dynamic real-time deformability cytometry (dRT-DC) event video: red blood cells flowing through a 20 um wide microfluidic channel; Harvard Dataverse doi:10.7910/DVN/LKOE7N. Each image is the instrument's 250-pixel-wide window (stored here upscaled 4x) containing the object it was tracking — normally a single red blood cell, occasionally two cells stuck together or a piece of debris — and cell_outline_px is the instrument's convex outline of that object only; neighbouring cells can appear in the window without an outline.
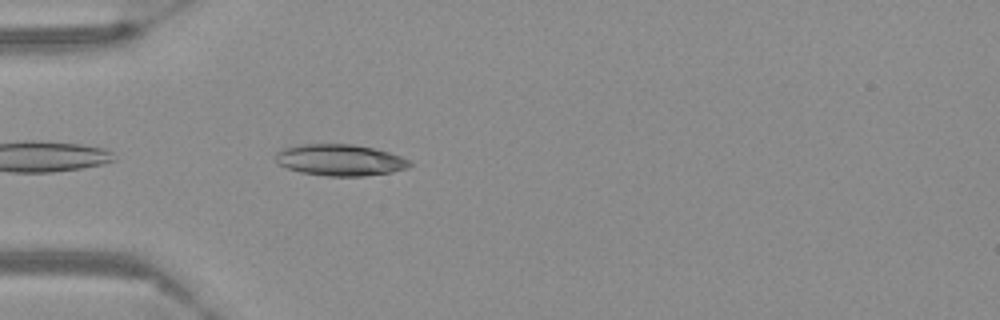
{"species": "Egyptian fruit bat (a non-hibernating species)", "species_latin": "Rousettus aegyptiacus", "temperature_condition": "warm", "stored_images_in_passage": 6, "camera_frame_rate_fps": 3000, "um_per_image_px": 0.085, "frame": {"image": 1, "passage_image": 2, "time_ms": 0.333, "image_size_px": [1000, 320], "cell_outline_px": [[412, 164], [408, 168], [392, 172], [364, 176], [328, 176], [300, 172], [276, 164], [276, 152], [284, 148], [304, 144], [352, 144], [372, 148], [388, 152], [400, 156], [408, 160]], "centroid_in_image_um": [28.89, 13.61], "position_along_channel_um": 56.1, "area_um2": 24.45}}